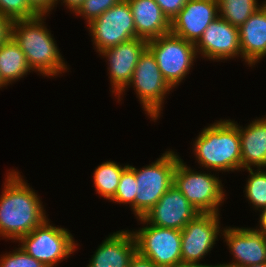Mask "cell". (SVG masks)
<instances>
[{
  "label": "cell",
  "mask_w": 266,
  "mask_h": 267,
  "mask_svg": "<svg viewBox=\"0 0 266 267\" xmlns=\"http://www.w3.org/2000/svg\"><path fill=\"white\" fill-rule=\"evenodd\" d=\"M222 233L235 258L228 264L245 267L266 262V236L257 228L226 227Z\"/></svg>",
  "instance_id": "obj_16"
},
{
  "label": "cell",
  "mask_w": 266,
  "mask_h": 267,
  "mask_svg": "<svg viewBox=\"0 0 266 267\" xmlns=\"http://www.w3.org/2000/svg\"><path fill=\"white\" fill-rule=\"evenodd\" d=\"M127 166L123 167L110 160L100 164L93 173L96 192L106 200H111L116 193L121 174Z\"/></svg>",
  "instance_id": "obj_22"
},
{
  "label": "cell",
  "mask_w": 266,
  "mask_h": 267,
  "mask_svg": "<svg viewBox=\"0 0 266 267\" xmlns=\"http://www.w3.org/2000/svg\"><path fill=\"white\" fill-rule=\"evenodd\" d=\"M193 144L200 166L214 171H240L241 143L237 122L220 119L201 130Z\"/></svg>",
  "instance_id": "obj_3"
},
{
  "label": "cell",
  "mask_w": 266,
  "mask_h": 267,
  "mask_svg": "<svg viewBox=\"0 0 266 267\" xmlns=\"http://www.w3.org/2000/svg\"><path fill=\"white\" fill-rule=\"evenodd\" d=\"M146 226L132 231L139 255L150 259L157 267H178L182 265L181 230L149 224L142 217L138 221Z\"/></svg>",
  "instance_id": "obj_8"
},
{
  "label": "cell",
  "mask_w": 266,
  "mask_h": 267,
  "mask_svg": "<svg viewBox=\"0 0 266 267\" xmlns=\"http://www.w3.org/2000/svg\"><path fill=\"white\" fill-rule=\"evenodd\" d=\"M178 267H202V266L181 265V266H178Z\"/></svg>",
  "instance_id": "obj_37"
},
{
  "label": "cell",
  "mask_w": 266,
  "mask_h": 267,
  "mask_svg": "<svg viewBox=\"0 0 266 267\" xmlns=\"http://www.w3.org/2000/svg\"><path fill=\"white\" fill-rule=\"evenodd\" d=\"M218 4L219 16L237 27L261 7L257 0H218Z\"/></svg>",
  "instance_id": "obj_23"
},
{
  "label": "cell",
  "mask_w": 266,
  "mask_h": 267,
  "mask_svg": "<svg viewBox=\"0 0 266 267\" xmlns=\"http://www.w3.org/2000/svg\"><path fill=\"white\" fill-rule=\"evenodd\" d=\"M239 27L242 58L250 67L266 55V1Z\"/></svg>",
  "instance_id": "obj_18"
},
{
  "label": "cell",
  "mask_w": 266,
  "mask_h": 267,
  "mask_svg": "<svg viewBox=\"0 0 266 267\" xmlns=\"http://www.w3.org/2000/svg\"><path fill=\"white\" fill-rule=\"evenodd\" d=\"M174 186L199 213L219 214V206L226 195L216 175L194 172L180 158L174 172Z\"/></svg>",
  "instance_id": "obj_5"
},
{
  "label": "cell",
  "mask_w": 266,
  "mask_h": 267,
  "mask_svg": "<svg viewBox=\"0 0 266 267\" xmlns=\"http://www.w3.org/2000/svg\"><path fill=\"white\" fill-rule=\"evenodd\" d=\"M18 241L27 254L47 267H55L68 258L78 245L69 230L52 226L48 218Z\"/></svg>",
  "instance_id": "obj_7"
},
{
  "label": "cell",
  "mask_w": 266,
  "mask_h": 267,
  "mask_svg": "<svg viewBox=\"0 0 266 267\" xmlns=\"http://www.w3.org/2000/svg\"><path fill=\"white\" fill-rule=\"evenodd\" d=\"M241 143V170L266 168V117L255 119L245 128L238 125Z\"/></svg>",
  "instance_id": "obj_20"
},
{
  "label": "cell",
  "mask_w": 266,
  "mask_h": 267,
  "mask_svg": "<svg viewBox=\"0 0 266 267\" xmlns=\"http://www.w3.org/2000/svg\"><path fill=\"white\" fill-rule=\"evenodd\" d=\"M131 85L134 86L145 114L152 120H157L161 115L164 97L172 88L163 78L155 56L148 48L140 55L131 82L126 88Z\"/></svg>",
  "instance_id": "obj_9"
},
{
  "label": "cell",
  "mask_w": 266,
  "mask_h": 267,
  "mask_svg": "<svg viewBox=\"0 0 266 267\" xmlns=\"http://www.w3.org/2000/svg\"><path fill=\"white\" fill-rule=\"evenodd\" d=\"M147 48L155 56L163 78L172 89L189 74L197 56L195 44L171 32L148 40Z\"/></svg>",
  "instance_id": "obj_6"
},
{
  "label": "cell",
  "mask_w": 266,
  "mask_h": 267,
  "mask_svg": "<svg viewBox=\"0 0 266 267\" xmlns=\"http://www.w3.org/2000/svg\"><path fill=\"white\" fill-rule=\"evenodd\" d=\"M136 188L138 186L135 178V167L128 164L121 174L116 193L110 201L123 203V205L129 204L134 212L133 214H135Z\"/></svg>",
  "instance_id": "obj_25"
},
{
  "label": "cell",
  "mask_w": 266,
  "mask_h": 267,
  "mask_svg": "<svg viewBox=\"0 0 266 267\" xmlns=\"http://www.w3.org/2000/svg\"><path fill=\"white\" fill-rule=\"evenodd\" d=\"M218 0H187L171 20V33L196 44L204 30L219 16Z\"/></svg>",
  "instance_id": "obj_14"
},
{
  "label": "cell",
  "mask_w": 266,
  "mask_h": 267,
  "mask_svg": "<svg viewBox=\"0 0 266 267\" xmlns=\"http://www.w3.org/2000/svg\"><path fill=\"white\" fill-rule=\"evenodd\" d=\"M59 1L56 0V4H58ZM61 1H63L64 5L67 6V8H69L70 11H72L73 13H75L84 2V0H61Z\"/></svg>",
  "instance_id": "obj_33"
},
{
  "label": "cell",
  "mask_w": 266,
  "mask_h": 267,
  "mask_svg": "<svg viewBox=\"0 0 266 267\" xmlns=\"http://www.w3.org/2000/svg\"><path fill=\"white\" fill-rule=\"evenodd\" d=\"M128 267H157L150 259H147L137 252L131 258Z\"/></svg>",
  "instance_id": "obj_32"
},
{
  "label": "cell",
  "mask_w": 266,
  "mask_h": 267,
  "mask_svg": "<svg viewBox=\"0 0 266 267\" xmlns=\"http://www.w3.org/2000/svg\"><path fill=\"white\" fill-rule=\"evenodd\" d=\"M195 47L197 54L212 61L242 57L239 27L218 16L204 30Z\"/></svg>",
  "instance_id": "obj_13"
},
{
  "label": "cell",
  "mask_w": 266,
  "mask_h": 267,
  "mask_svg": "<svg viewBox=\"0 0 266 267\" xmlns=\"http://www.w3.org/2000/svg\"><path fill=\"white\" fill-rule=\"evenodd\" d=\"M147 48V40L133 38L99 53L107 59L112 93L118 100L131 82L140 55Z\"/></svg>",
  "instance_id": "obj_12"
},
{
  "label": "cell",
  "mask_w": 266,
  "mask_h": 267,
  "mask_svg": "<svg viewBox=\"0 0 266 267\" xmlns=\"http://www.w3.org/2000/svg\"><path fill=\"white\" fill-rule=\"evenodd\" d=\"M180 157L174 151H165L152 164L135 168L138 188L135 196V217H144L159 199L174 185V172Z\"/></svg>",
  "instance_id": "obj_4"
},
{
  "label": "cell",
  "mask_w": 266,
  "mask_h": 267,
  "mask_svg": "<svg viewBox=\"0 0 266 267\" xmlns=\"http://www.w3.org/2000/svg\"><path fill=\"white\" fill-rule=\"evenodd\" d=\"M245 170L250 174L245 186V197L252 203L255 210L261 211L266 207V171L261 168L255 171L252 168Z\"/></svg>",
  "instance_id": "obj_24"
},
{
  "label": "cell",
  "mask_w": 266,
  "mask_h": 267,
  "mask_svg": "<svg viewBox=\"0 0 266 267\" xmlns=\"http://www.w3.org/2000/svg\"><path fill=\"white\" fill-rule=\"evenodd\" d=\"M30 70L24 52L12 37L0 45V78L6 86L23 78Z\"/></svg>",
  "instance_id": "obj_21"
},
{
  "label": "cell",
  "mask_w": 266,
  "mask_h": 267,
  "mask_svg": "<svg viewBox=\"0 0 266 267\" xmlns=\"http://www.w3.org/2000/svg\"><path fill=\"white\" fill-rule=\"evenodd\" d=\"M136 242L129 230L110 234L96 249L87 267H128L136 253Z\"/></svg>",
  "instance_id": "obj_17"
},
{
  "label": "cell",
  "mask_w": 266,
  "mask_h": 267,
  "mask_svg": "<svg viewBox=\"0 0 266 267\" xmlns=\"http://www.w3.org/2000/svg\"><path fill=\"white\" fill-rule=\"evenodd\" d=\"M245 267H266V262L262 264H257V265H251V266H245Z\"/></svg>",
  "instance_id": "obj_36"
},
{
  "label": "cell",
  "mask_w": 266,
  "mask_h": 267,
  "mask_svg": "<svg viewBox=\"0 0 266 267\" xmlns=\"http://www.w3.org/2000/svg\"><path fill=\"white\" fill-rule=\"evenodd\" d=\"M0 13L11 21L30 19L39 14L27 0H0Z\"/></svg>",
  "instance_id": "obj_26"
},
{
  "label": "cell",
  "mask_w": 266,
  "mask_h": 267,
  "mask_svg": "<svg viewBox=\"0 0 266 267\" xmlns=\"http://www.w3.org/2000/svg\"><path fill=\"white\" fill-rule=\"evenodd\" d=\"M28 3L39 13L45 14L50 13V11L55 7L56 0H27Z\"/></svg>",
  "instance_id": "obj_30"
},
{
  "label": "cell",
  "mask_w": 266,
  "mask_h": 267,
  "mask_svg": "<svg viewBox=\"0 0 266 267\" xmlns=\"http://www.w3.org/2000/svg\"><path fill=\"white\" fill-rule=\"evenodd\" d=\"M119 1L120 0H84L83 4L75 13L77 14L76 16H83L87 20V24H89Z\"/></svg>",
  "instance_id": "obj_28"
},
{
  "label": "cell",
  "mask_w": 266,
  "mask_h": 267,
  "mask_svg": "<svg viewBox=\"0 0 266 267\" xmlns=\"http://www.w3.org/2000/svg\"><path fill=\"white\" fill-rule=\"evenodd\" d=\"M133 14L136 38L151 40L171 31V21L155 0H127Z\"/></svg>",
  "instance_id": "obj_19"
},
{
  "label": "cell",
  "mask_w": 266,
  "mask_h": 267,
  "mask_svg": "<svg viewBox=\"0 0 266 267\" xmlns=\"http://www.w3.org/2000/svg\"><path fill=\"white\" fill-rule=\"evenodd\" d=\"M6 86L0 78V88Z\"/></svg>",
  "instance_id": "obj_38"
},
{
  "label": "cell",
  "mask_w": 266,
  "mask_h": 267,
  "mask_svg": "<svg viewBox=\"0 0 266 267\" xmlns=\"http://www.w3.org/2000/svg\"><path fill=\"white\" fill-rule=\"evenodd\" d=\"M45 14L30 19L12 21L11 37L25 54L32 71L57 76L68 68L51 32L44 25Z\"/></svg>",
  "instance_id": "obj_2"
},
{
  "label": "cell",
  "mask_w": 266,
  "mask_h": 267,
  "mask_svg": "<svg viewBox=\"0 0 266 267\" xmlns=\"http://www.w3.org/2000/svg\"><path fill=\"white\" fill-rule=\"evenodd\" d=\"M198 214L181 191L172 185L143 218L154 226L182 230Z\"/></svg>",
  "instance_id": "obj_15"
},
{
  "label": "cell",
  "mask_w": 266,
  "mask_h": 267,
  "mask_svg": "<svg viewBox=\"0 0 266 267\" xmlns=\"http://www.w3.org/2000/svg\"><path fill=\"white\" fill-rule=\"evenodd\" d=\"M98 53L136 38L133 14L127 0H120L88 24Z\"/></svg>",
  "instance_id": "obj_10"
},
{
  "label": "cell",
  "mask_w": 266,
  "mask_h": 267,
  "mask_svg": "<svg viewBox=\"0 0 266 267\" xmlns=\"http://www.w3.org/2000/svg\"><path fill=\"white\" fill-rule=\"evenodd\" d=\"M155 2L171 21L185 6L187 0H155Z\"/></svg>",
  "instance_id": "obj_29"
},
{
  "label": "cell",
  "mask_w": 266,
  "mask_h": 267,
  "mask_svg": "<svg viewBox=\"0 0 266 267\" xmlns=\"http://www.w3.org/2000/svg\"><path fill=\"white\" fill-rule=\"evenodd\" d=\"M22 177L8 172L0 195V237L14 242L47 219L40 197Z\"/></svg>",
  "instance_id": "obj_1"
},
{
  "label": "cell",
  "mask_w": 266,
  "mask_h": 267,
  "mask_svg": "<svg viewBox=\"0 0 266 267\" xmlns=\"http://www.w3.org/2000/svg\"><path fill=\"white\" fill-rule=\"evenodd\" d=\"M261 215L259 218V228L257 229L258 231L262 232L266 236V207L261 210Z\"/></svg>",
  "instance_id": "obj_34"
},
{
  "label": "cell",
  "mask_w": 266,
  "mask_h": 267,
  "mask_svg": "<svg viewBox=\"0 0 266 267\" xmlns=\"http://www.w3.org/2000/svg\"><path fill=\"white\" fill-rule=\"evenodd\" d=\"M204 267H236L235 265H232V264H217V265H206Z\"/></svg>",
  "instance_id": "obj_35"
},
{
  "label": "cell",
  "mask_w": 266,
  "mask_h": 267,
  "mask_svg": "<svg viewBox=\"0 0 266 267\" xmlns=\"http://www.w3.org/2000/svg\"><path fill=\"white\" fill-rule=\"evenodd\" d=\"M0 267H47L42 262L27 254L21 247L12 253H5L0 258Z\"/></svg>",
  "instance_id": "obj_27"
},
{
  "label": "cell",
  "mask_w": 266,
  "mask_h": 267,
  "mask_svg": "<svg viewBox=\"0 0 266 267\" xmlns=\"http://www.w3.org/2000/svg\"><path fill=\"white\" fill-rule=\"evenodd\" d=\"M219 215L200 213L181 230L182 265L206 266L199 261L211 251L222 231Z\"/></svg>",
  "instance_id": "obj_11"
},
{
  "label": "cell",
  "mask_w": 266,
  "mask_h": 267,
  "mask_svg": "<svg viewBox=\"0 0 266 267\" xmlns=\"http://www.w3.org/2000/svg\"><path fill=\"white\" fill-rule=\"evenodd\" d=\"M12 21L0 13V45L11 37Z\"/></svg>",
  "instance_id": "obj_31"
}]
</instances>
